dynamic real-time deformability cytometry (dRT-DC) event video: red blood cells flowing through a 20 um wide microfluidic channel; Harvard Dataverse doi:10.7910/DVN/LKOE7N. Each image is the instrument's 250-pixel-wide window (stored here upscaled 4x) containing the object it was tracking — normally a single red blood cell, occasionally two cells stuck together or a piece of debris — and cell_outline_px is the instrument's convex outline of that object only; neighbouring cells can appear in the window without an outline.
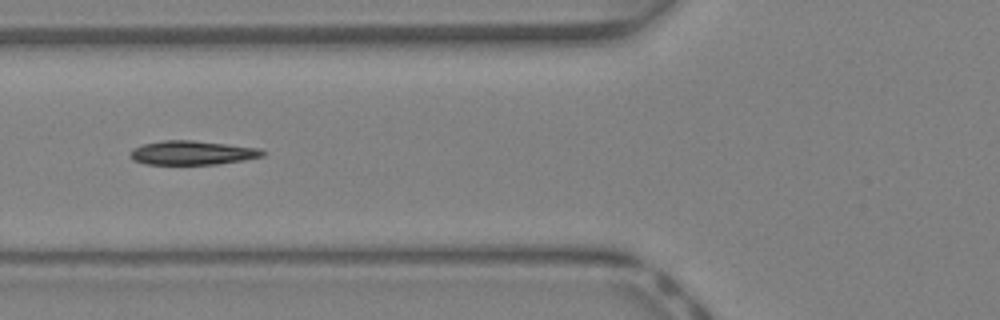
{"species": "Egyptian fruit bat (a non-hibernating species)", "species_latin": "Rousettus aegyptiacus", "temperature_condition": "warm", "stored_images_in_passage": 32, "camera_frame_rate_fps": 3000, "um_per_image_px": 0.085, "animal": {"sex": "female"}, "frame": {"image": 1, "passage_image": 7, "time_ms": 2.0, "image_size_px": [1000, 320], "cell_outline_px": [[268, 152], [264, 156], [244, 160], [216, 164], [148, 164], [132, 160], [128, 156], [132, 148], [144, 144], [164, 140], [192, 140], [228, 144], [260, 148]], "centroid_in_image_um": [16.36, 12.98], "position_along_channel_um": 109.4, "area_um2": 18.67}}
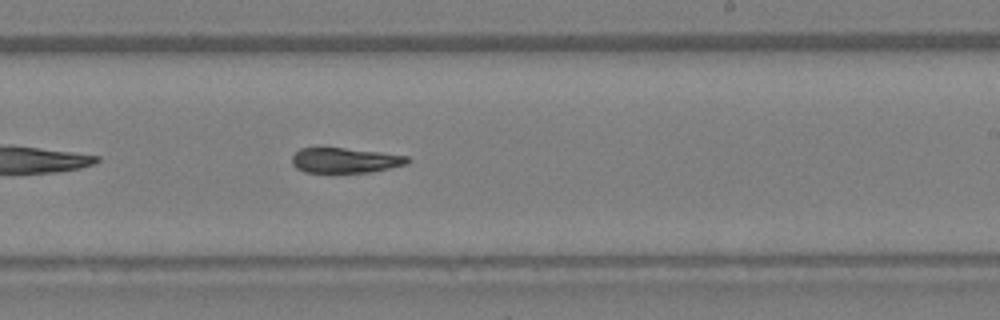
{"frame": {"image": 2, "passage_image": 16, "time_ms": 5.0, "image_size_px": [1000, 320], "cell_outline_px": [[412, 160], [408, 164], [372, 172], [304, 172], [296, 168], [292, 164], [292, 156], [300, 148], [344, 148], [380, 152], [408, 156]], "centroid_in_image_um": [29.36, 13.63], "position_along_channel_um": 259.6, "area_um2": 16.94}}
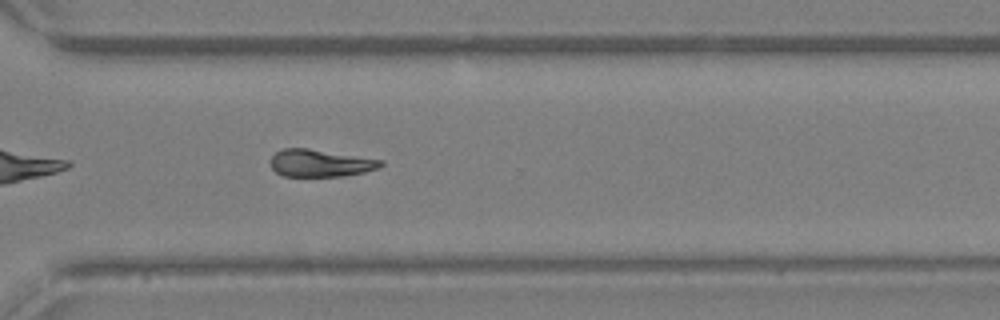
{"frame": {"image": 3, "passage_image": 21, "time_ms": 6.667, "image_size_px": [1000, 320], "cell_outline_px": [[384, 164], [380, 168], [364, 172], [344, 176], [284, 176], [276, 172], [272, 168], [272, 156], [276, 152], [284, 148], [308, 148], [384, 160]], "centroid_in_image_um": [27.27, 13.86], "position_along_channel_um": 343.3, "area_um2": 17.51}}